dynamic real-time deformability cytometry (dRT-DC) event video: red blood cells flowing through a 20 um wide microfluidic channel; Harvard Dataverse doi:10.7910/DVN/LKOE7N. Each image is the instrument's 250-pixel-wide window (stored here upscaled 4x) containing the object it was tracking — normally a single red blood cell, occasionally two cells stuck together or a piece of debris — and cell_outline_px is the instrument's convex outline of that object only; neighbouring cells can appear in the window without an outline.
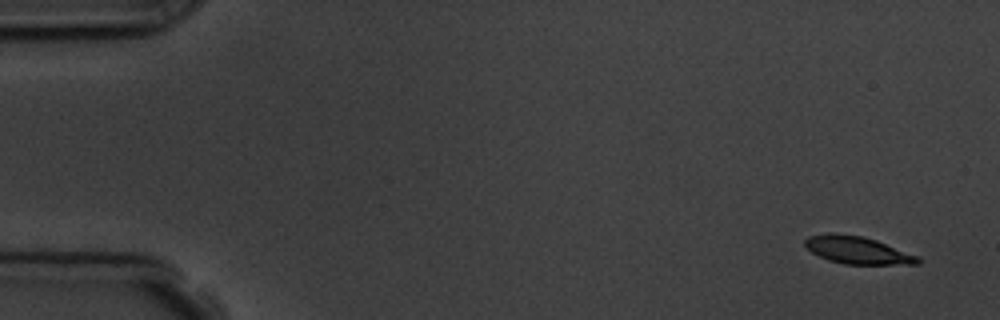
{"species": "common noctule bat (a hibernating species)", "species_latin": "Nyctalus noctula", "temperature_condition": "room temperature", "stored_images_in_passage": 6, "camera_frame_rate_fps": 3000, "um_per_image_px": 0.085, "animal": {"sex": "male", "body_mass_g": 19.5, "forearm_length_mm": 54.6}, "frame": {"image": 1, "passage_image": 1, "time_ms": 0.0, "image_size_px": [1000, 320], "cell_outline_px": [[920, 264], [844, 264], [828, 260], [812, 252], [804, 244], [804, 240], [808, 236], [828, 232], [832, 232], [864, 236], [876, 240], [920, 256]], "centroid_in_image_um": [72.89, 21.25], "position_along_channel_um": 12.1, "area_um2": 18.21}}
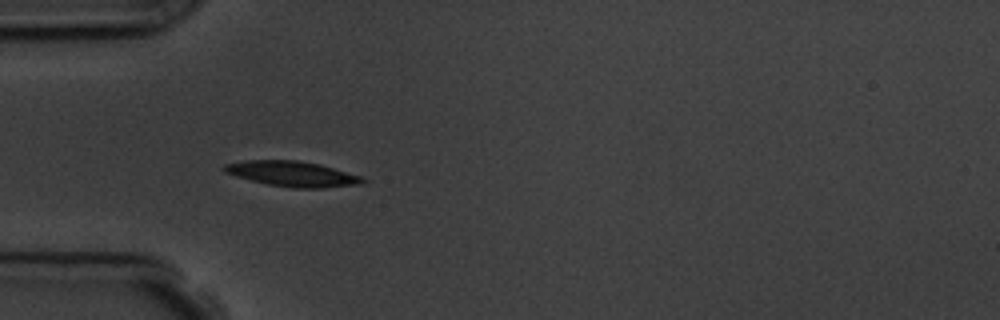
{"frame": {"image": 2, "passage_image": 5, "time_ms": 4.667, "image_size_px": [1000, 320], "cell_outline_px": [[368, 180], [360, 184], [320, 188], [292, 188], [268, 184], [236, 176], [224, 172], [220, 168], [224, 164], [244, 160], [296, 160], [320, 164], [360, 176]], "centroid_in_image_um": [24.81, 14.77], "position_along_channel_um": 60.2, "area_um2": 20.35}}